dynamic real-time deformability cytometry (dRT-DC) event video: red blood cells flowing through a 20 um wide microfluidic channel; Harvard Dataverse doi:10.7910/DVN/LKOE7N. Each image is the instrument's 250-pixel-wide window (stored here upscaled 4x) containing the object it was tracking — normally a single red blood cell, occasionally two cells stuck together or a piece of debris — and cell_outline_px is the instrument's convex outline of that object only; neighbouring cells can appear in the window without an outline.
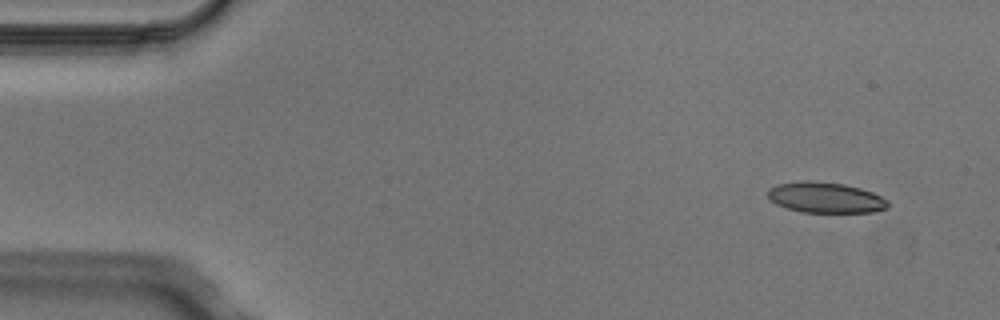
{"species": "Egyptian fruit bat (a non-hibernating species)", "species_latin": "Rousettus aegyptiacus", "temperature_condition": "cold", "stored_images_in_passage": 4, "camera_frame_rate_fps": 3000, "um_per_image_px": 0.085, "animal": {"sex": "male"}, "frame": {"image": 1, "passage_image": 1, "time_ms": 0.0, "image_size_px": [1000, 320], "cell_outline_px": [[888, 208], [872, 212], [800, 212], [776, 204], [768, 196], [768, 188], [776, 184], [804, 180], [808, 180], [844, 184], [860, 188], [872, 192], [888, 200]], "centroid_in_image_um": [70.16, 16.78], "position_along_channel_um": 14.8, "area_um2": 21.44}}
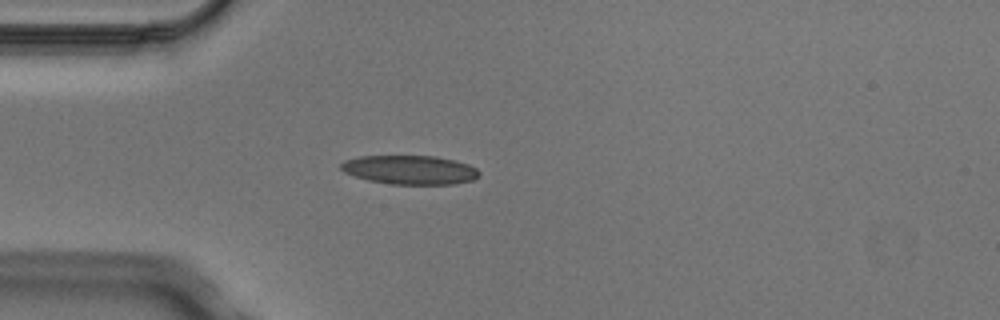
{"frame": {"image": 2, "passage_image": 4, "time_ms": 1.0, "image_size_px": [1000, 320], "cell_outline_px": [[480, 176], [472, 180], [456, 184], [392, 184], [368, 180], [344, 172], [340, 168], [340, 164], [344, 160], [360, 156], [436, 156], [456, 160], [468, 164], [476, 168], [480, 172]], "centroid_in_image_um": [34.87, 14.43], "position_along_channel_um": 50.1, "area_um2": 23.41}}